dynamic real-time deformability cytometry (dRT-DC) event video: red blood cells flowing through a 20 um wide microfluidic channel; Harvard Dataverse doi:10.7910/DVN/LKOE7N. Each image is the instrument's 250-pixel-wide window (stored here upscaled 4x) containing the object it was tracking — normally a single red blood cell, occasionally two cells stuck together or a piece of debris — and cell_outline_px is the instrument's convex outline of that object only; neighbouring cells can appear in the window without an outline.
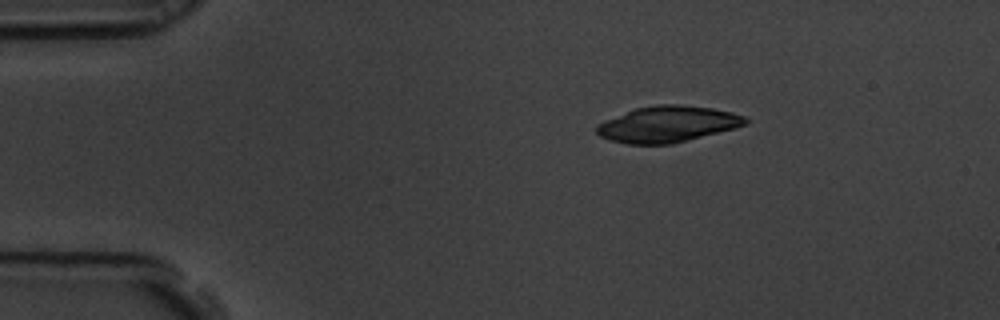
{"species": "common noctule bat (a hibernating species)", "species_latin": "Nyctalus noctula", "temperature_condition": "room temperature", "stored_images_in_passage": 3, "camera_frame_rate_fps": 3000, "um_per_image_px": 0.085, "animal": {"sex": "male", "body_mass_g": 19.5, "forearm_length_mm": 54.6}, "frame": {"image": 1, "passage_image": 1, "time_ms": 0.0, "image_size_px": [1000, 320], "cell_outline_px": [[748, 124], [736, 128], [672, 144], [628, 144], [612, 140], [600, 136], [596, 132], [596, 124], [604, 120], [636, 108], [656, 104], [680, 104], [712, 108], [732, 112], [744, 116], [748, 120]], "centroid_in_image_um": [56.76, 10.55], "position_along_channel_um": 28.2, "area_um2": 31.39}}